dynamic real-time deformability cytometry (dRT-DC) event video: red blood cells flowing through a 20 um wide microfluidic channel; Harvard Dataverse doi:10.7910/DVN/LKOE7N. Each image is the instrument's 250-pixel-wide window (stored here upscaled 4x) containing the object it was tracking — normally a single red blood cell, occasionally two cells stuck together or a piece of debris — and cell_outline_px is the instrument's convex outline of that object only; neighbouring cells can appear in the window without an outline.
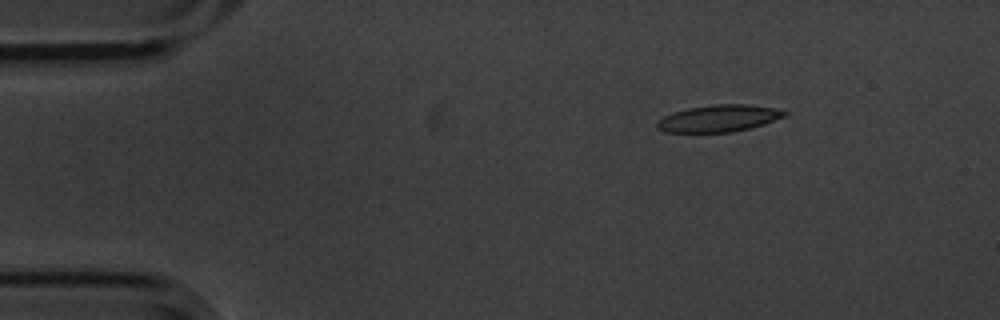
{"species": "common noctule bat (a hibernating species)", "species_latin": "Nyctalus noctula", "temperature_condition": "cold", "stored_images_in_passage": 3, "camera_frame_rate_fps": 3000, "um_per_image_px": 0.085, "animal": {"sex": "male", "body_mass_g": 20.1, "forearm_length_mm": 53.5}, "frame": {"image": 1, "passage_image": 1, "time_ms": 0.0, "image_size_px": [1000, 320], "cell_outline_px": [[788, 112], [784, 116], [764, 124], [732, 132], [664, 132], [656, 128], [656, 124], [664, 116], [672, 112], [688, 108], [716, 104], [748, 104], [776, 108]], "centroid_in_image_um": [61.08, 10.06], "position_along_channel_um": 23.9, "area_um2": 19.88}}
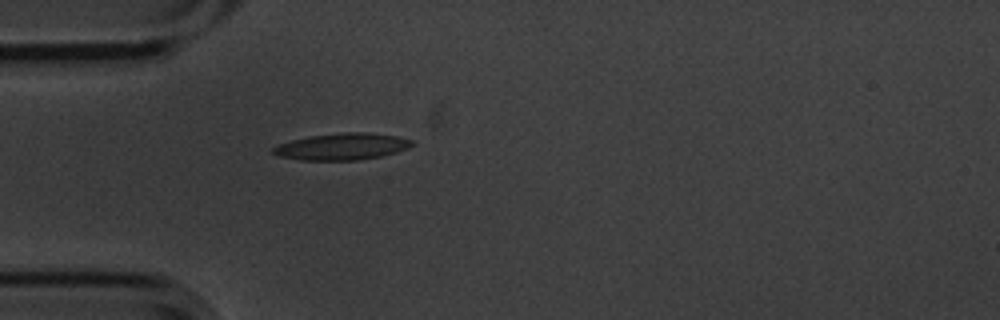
{"frame": {"image": 2, "passage_image": 3, "time_ms": 0.667, "image_size_px": [1000, 320], "cell_outline_px": [[412, 144], [408, 148], [396, 152], [380, 156], [360, 160], [300, 160], [280, 156], [272, 152], [272, 148], [280, 144], [292, 140], [308, 136], [344, 132], [368, 132], [400, 136], [412, 140]], "centroid_in_image_um": [29.09, 12.45], "position_along_channel_um": 55.9, "area_um2": 21.56}}